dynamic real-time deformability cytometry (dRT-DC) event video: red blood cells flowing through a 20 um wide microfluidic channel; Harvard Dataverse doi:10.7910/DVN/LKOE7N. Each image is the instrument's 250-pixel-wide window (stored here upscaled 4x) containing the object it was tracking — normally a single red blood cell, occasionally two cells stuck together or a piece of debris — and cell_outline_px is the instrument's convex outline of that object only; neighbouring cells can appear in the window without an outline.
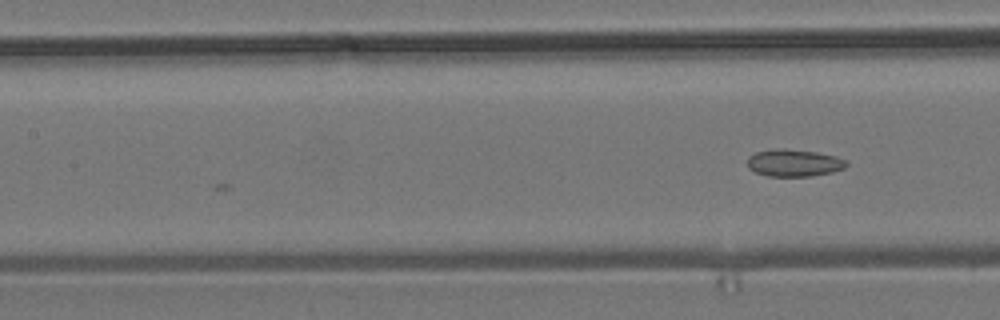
{"species": "common noctule bat (a hibernating species)", "species_latin": "Nyctalus noctula", "temperature_condition": "room temperature", "stored_images_in_passage": 7, "camera_frame_rate_fps": 3000, "um_per_image_px": 0.085, "animal": {"sex": "male", "body_mass_g": 19.2, "forearm_length_mm": 51.8}, "frame": {"image": 1, "passage_image": 7, "time_ms": 2.0, "image_size_px": [1000, 320], "cell_outline_px": [[848, 164], [844, 168], [832, 172], [812, 176], [768, 176], [756, 172], [748, 168], [748, 156], [756, 152], [772, 148], [780, 148], [816, 152], [836, 156], [848, 160]], "centroid_in_image_um": [67.49, 13.84], "position_along_channel_um": 139.9, "area_um2": 15.78}}